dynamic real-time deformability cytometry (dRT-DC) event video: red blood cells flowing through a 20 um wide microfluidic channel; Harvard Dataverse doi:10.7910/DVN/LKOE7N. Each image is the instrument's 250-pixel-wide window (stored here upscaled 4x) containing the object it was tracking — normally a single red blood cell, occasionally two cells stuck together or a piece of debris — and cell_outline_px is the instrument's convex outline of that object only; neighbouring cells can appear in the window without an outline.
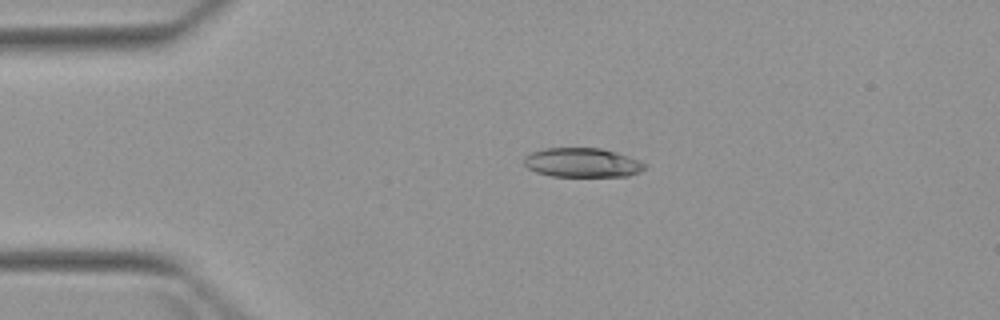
{"species": "Egyptian fruit bat (a non-hibernating species)", "species_latin": "Rousettus aegyptiacus", "temperature_condition": "warm", "stored_images_in_passage": 3, "camera_frame_rate_fps": 3000, "um_per_image_px": 0.085, "animal": {"sex": "female"}, "frame": {"image": 1, "passage_image": 2, "time_ms": 1.333, "image_size_px": [1000, 320], "cell_outline_px": [[648, 168], [640, 172], [628, 176], [552, 176], [536, 172], [528, 168], [524, 164], [524, 156], [532, 152], [544, 148], [600, 148], [616, 152], [640, 160], [648, 164]], "centroid_in_image_um": [49.53, 13.82], "position_along_channel_um": 35.5, "area_um2": 20.75}}
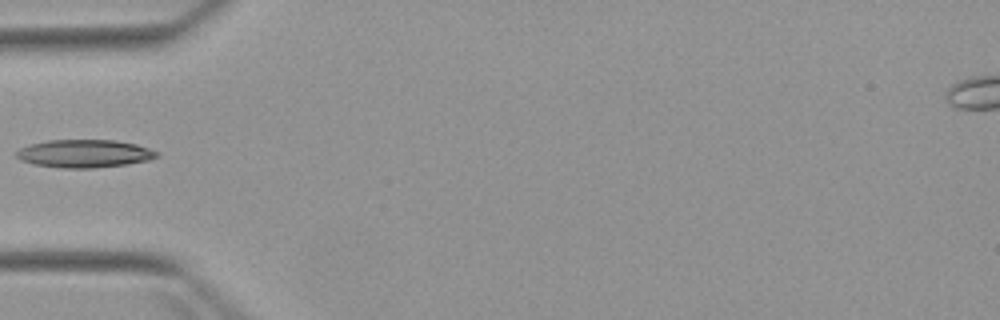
{"frame": {"image": 2, "passage_image": 3, "time_ms": 3.333, "image_size_px": [1000, 320], "cell_outline_px": [[160, 156], [148, 160], [128, 164], [92, 168], [60, 168], [32, 164], [20, 160], [16, 156], [16, 152], [20, 148], [28, 144], [48, 140], [116, 140], [136, 144], [160, 152]], "centroid_in_image_um": [7.17, 13.05], "position_along_channel_um": 77.8, "area_um2": 23.06}}